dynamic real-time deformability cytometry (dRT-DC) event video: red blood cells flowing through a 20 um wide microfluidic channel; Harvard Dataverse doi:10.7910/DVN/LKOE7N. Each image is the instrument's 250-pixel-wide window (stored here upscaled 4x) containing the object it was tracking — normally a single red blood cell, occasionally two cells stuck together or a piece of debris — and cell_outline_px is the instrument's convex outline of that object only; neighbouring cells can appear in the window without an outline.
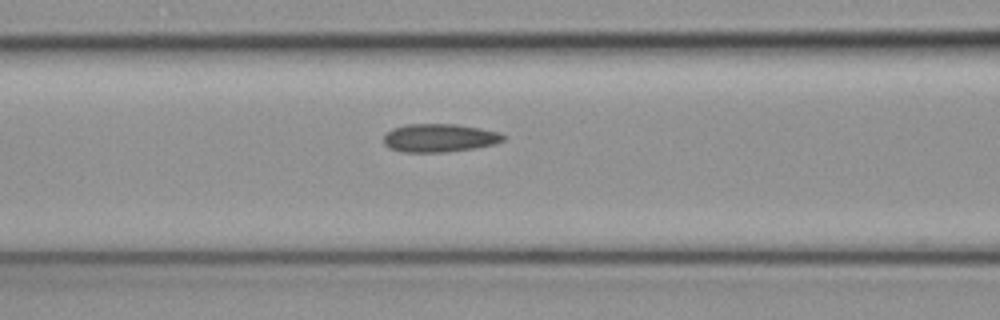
{"species": "common noctule bat (a hibernating species)", "species_latin": "Nyctalus noctula", "temperature_condition": "cold", "stored_images_in_passage": 31, "camera_frame_rate_fps": 3000, "um_per_image_px": 0.085, "animal": {"sex": "female", "body_mass_g": 19.3, "forearm_length_mm": 54.1}, "frame": {"image": 1, "passage_image": 11, "time_ms": 3.333, "image_size_px": [1000, 320], "cell_outline_px": [[508, 136], [504, 140], [496, 144], [476, 148], [444, 152], [404, 152], [392, 148], [384, 144], [384, 136], [392, 128], [408, 124], [456, 124], [480, 128], [500, 132]], "centroid_in_image_um": [37.42, 11.72], "position_along_channel_um": 129.2, "area_um2": 19.77}}
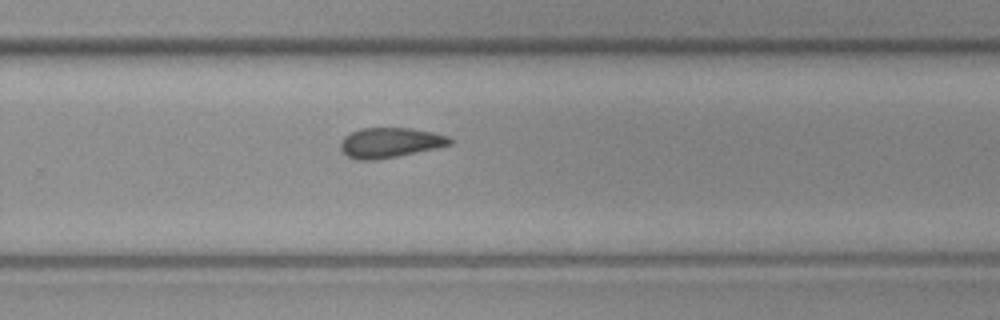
{"frame": {"image": 2, "passage_image": 23, "time_ms": 7.333, "image_size_px": [1000, 320], "cell_outline_px": [[452, 144], [436, 148], [376, 160], [360, 160], [348, 156], [340, 148], [340, 140], [344, 136], [360, 128], [412, 128], [432, 132], [448, 136], [452, 140]], "centroid_in_image_um": [33.14, 12.11], "position_along_channel_um": 296.7, "area_um2": 19.02}}
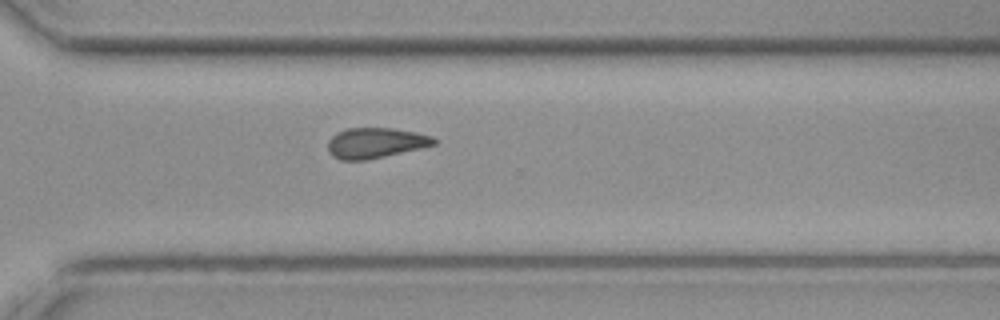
{"frame": {"image": 3, "passage_image": 26, "time_ms": 8.333, "image_size_px": [1000, 320], "cell_outline_px": [[440, 140], [436, 144], [384, 156], [364, 160], [340, 160], [332, 156], [328, 152], [328, 140], [336, 132], [348, 128], [392, 128], [416, 132], [432, 136]], "centroid_in_image_um": [31.9, 12.14], "position_along_channel_um": 338.7, "area_um2": 18.79}}